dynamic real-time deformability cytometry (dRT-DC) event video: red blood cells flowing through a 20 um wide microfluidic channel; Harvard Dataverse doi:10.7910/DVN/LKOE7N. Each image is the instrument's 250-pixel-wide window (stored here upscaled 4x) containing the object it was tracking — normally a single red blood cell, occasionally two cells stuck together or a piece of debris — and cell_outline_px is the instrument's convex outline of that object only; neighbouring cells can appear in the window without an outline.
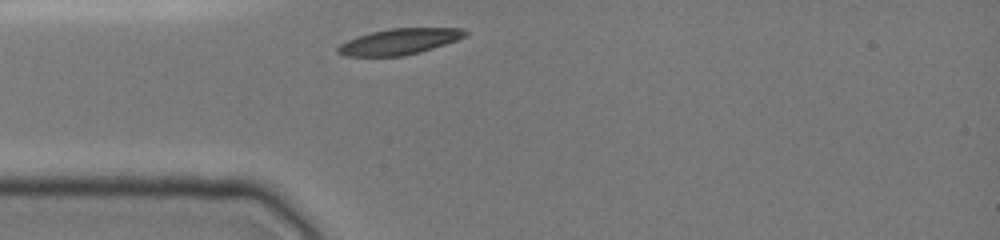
{"species": "common noctule bat (a hibernating species)", "species_latin": "Nyctalus noctula", "temperature_condition": "cold", "stored_images_in_passage": 28, "camera_frame_rate_fps": 3000, "um_per_image_px": 0.085, "animal": {"sex": "female", "body_mass_g": 19.0, "forearm_length_mm": 51.5}, "frame": {"image": 1, "passage_image": 1, "time_ms": 0.0, "image_size_px": [1000, 240], "cell_outline_px": [[468, 32], [464, 36], [456, 40], [420, 52], [404, 56], [344, 56], [336, 52], [336, 48], [340, 44], [356, 36], [388, 28], [464, 28]], "centroid_in_image_um": [33.9, 3.53], "position_along_channel_um": 51.1, "area_um2": 19.19}}
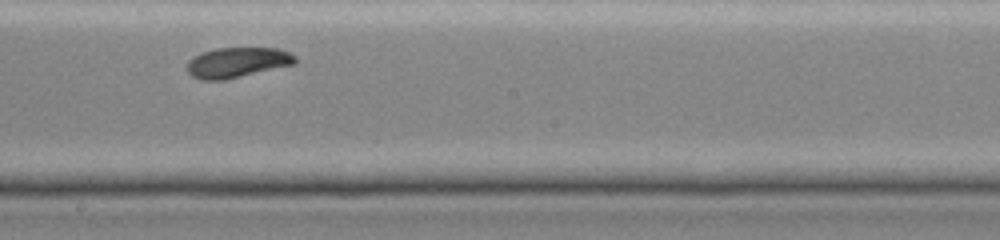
{"frame": {"image": 2, "passage_image": 15, "time_ms": 4.667, "image_size_px": [1000, 240], "cell_outline_px": [[296, 64], [224, 80], [200, 80], [192, 76], [188, 72], [188, 60], [200, 52], [216, 48], [280, 48], [296, 56]], "centroid_in_image_um": [20.17, 5.3], "position_along_channel_um": 228.0, "area_um2": 19.13}}
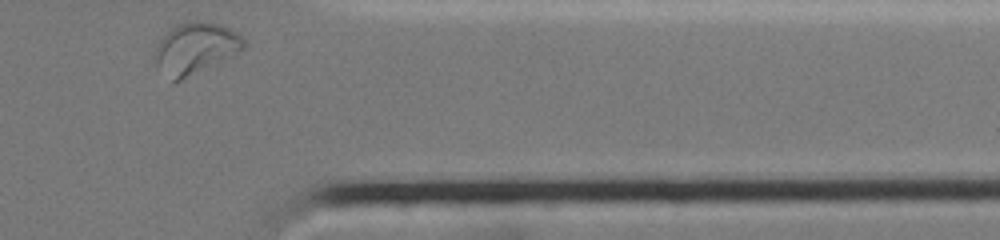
{"frame": {"image": 3, "passage_image": 28, "time_ms": 9.0, "image_size_px": [1000, 240], "cell_outline_px": [[244, 48], [240, 52], [180, 80], [172, 80], [156, 64], [152, 52], [156, 44], [168, 28], [176, 24], [188, 20], [204, 20], [220, 24], [244, 36]], "centroid_in_image_um": [16.58, 4.04], "position_along_channel_um": 394.8, "area_um2": 26.7}, "authors_computed_cell_mechanics": {"area_um2": 19.2763, "velocity_mm_per_s": 3.913, "shape_relaxation_time_tau1_ms": 2.1503, "shape_relaxation_time_tau2_ms": null, "deformation_change_tau1": 0.1201, "deformation_change_tau2": null}}